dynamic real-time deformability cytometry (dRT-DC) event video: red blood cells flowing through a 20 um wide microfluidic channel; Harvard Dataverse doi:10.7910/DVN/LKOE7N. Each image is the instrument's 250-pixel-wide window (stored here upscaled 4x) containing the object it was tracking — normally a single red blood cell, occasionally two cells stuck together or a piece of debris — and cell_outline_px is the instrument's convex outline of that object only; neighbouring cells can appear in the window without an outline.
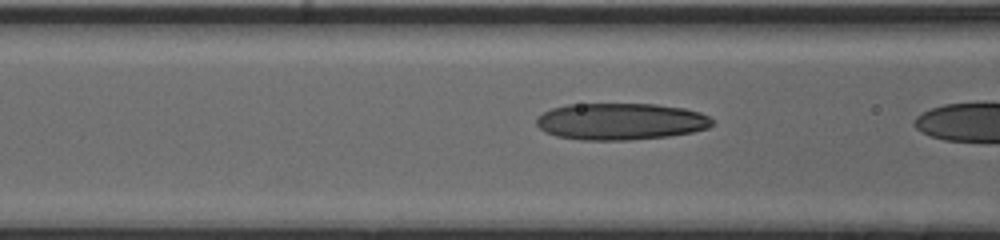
{"species": "human", "species_latin": "Homo sapiens", "temperature_condition": "cold", "stored_images_in_passage": 24, "camera_frame_rate_fps": 3000, "um_per_image_px": 0.085, "donor": {"sex": "male"}, "frame": {"image": 1, "passage_image": 22, "time_ms": 7.0, "image_size_px": [1000, 240], "cell_outline_px": [[712, 124], [708, 128], [692, 132], [668, 136], [628, 140], [580, 140], [556, 136], [544, 132], [536, 124], [536, 116], [552, 108], [568, 104], [656, 104], [684, 108], [700, 112], [708, 116], [712, 120]], "centroid_in_image_um": [52.72, 10.32], "position_along_channel_um": 113.9, "area_um2": 37.8}}